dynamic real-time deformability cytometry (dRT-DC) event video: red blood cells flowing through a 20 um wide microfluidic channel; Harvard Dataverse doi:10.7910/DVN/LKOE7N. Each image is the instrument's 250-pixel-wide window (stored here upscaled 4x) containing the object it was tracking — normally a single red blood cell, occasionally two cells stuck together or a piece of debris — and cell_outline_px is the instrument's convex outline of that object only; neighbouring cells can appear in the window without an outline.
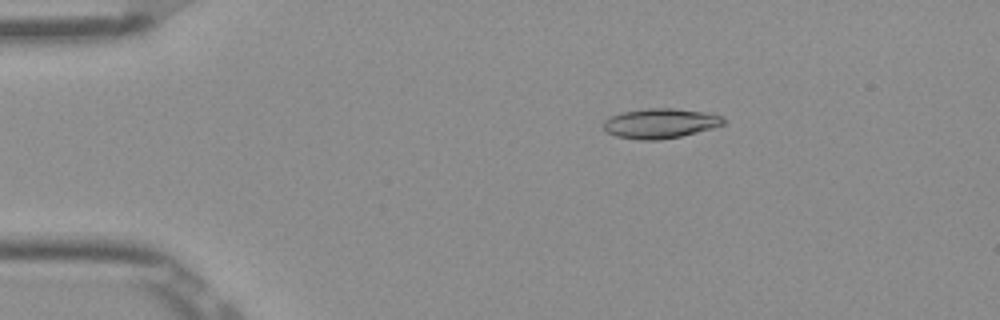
{"species": "Egyptian fruit bat (a non-hibernating species)", "species_latin": "Rousettus aegyptiacus", "temperature_condition": "room temperature", "stored_images_in_passage": 44, "camera_frame_rate_fps": 3000, "um_per_image_px": 0.085, "frame": {"image": 1, "passage_image": 1, "time_ms": 0.0, "image_size_px": [1000, 320], "cell_outline_px": [[724, 124], [712, 128], [680, 136], [660, 140], [640, 140], [616, 136], [608, 132], [604, 128], [604, 120], [620, 112], [648, 108], [672, 108], [712, 112], [724, 116]], "centroid_in_image_um": [56.16, 10.47], "position_along_channel_um": 28.8, "area_um2": 20.98}}
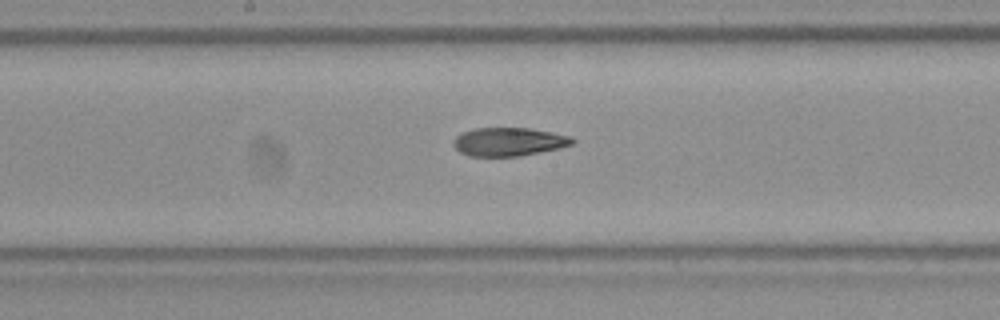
{"frame": {"image": 2, "passage_image": 19, "time_ms": 6.0, "image_size_px": [1000, 320], "cell_outline_px": [[576, 140], [572, 144], [560, 148], [520, 156], [468, 156], [460, 152], [452, 144], [452, 140], [456, 136], [464, 132], [476, 128], [528, 128], [552, 132], [572, 136]], "centroid_in_image_um": [43.26, 12.05], "position_along_channel_um": 204.9, "area_um2": 19.77}}
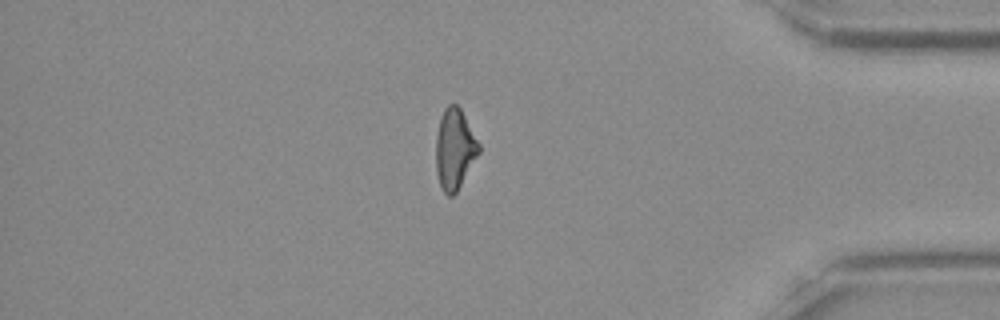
{"frame": {"image": 3, "passage_image": 36, "time_ms": 11.667, "image_size_px": [1000, 320], "cell_outline_px": [[480, 152], [456, 192], [452, 196], [448, 196], [444, 192], [440, 184], [436, 172], [436, 136], [440, 116], [444, 108], [448, 104], [456, 104], [460, 108], [480, 144]], "centroid_in_image_um": [38.63, 12.65], "position_along_channel_um": 396.6, "area_um2": 20.06}, "authors_computed_cell_mechanics": {"area_um2": 20.4612, "velocity_mm_per_s": 3.9154, "shape_relaxation_time_tau1_ms": null, "shape_relaxation_time_tau2_ms": 5.6173, "deformation_change_tau1": null, "deformation_change_tau2": 0.1423}}